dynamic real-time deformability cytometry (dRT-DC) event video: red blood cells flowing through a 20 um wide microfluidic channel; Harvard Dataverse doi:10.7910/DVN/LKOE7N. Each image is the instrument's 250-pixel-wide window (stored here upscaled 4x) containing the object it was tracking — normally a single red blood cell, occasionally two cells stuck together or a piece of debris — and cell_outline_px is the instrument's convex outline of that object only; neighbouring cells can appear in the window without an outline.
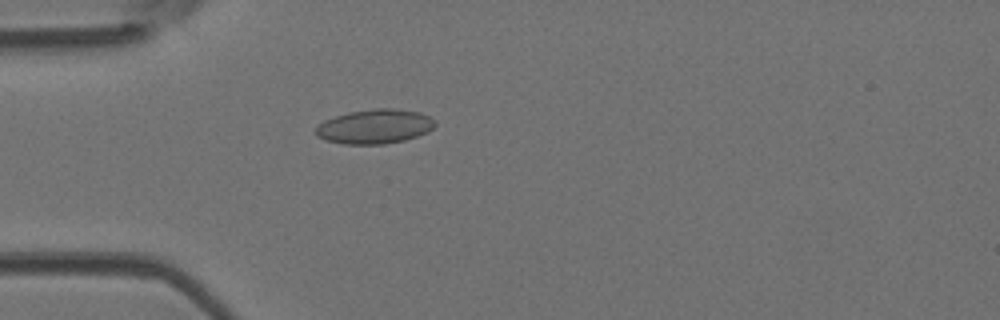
{"species": "Egyptian fruit bat (a non-hibernating species)", "species_latin": "Rousettus aegyptiacus", "temperature_condition": "room temperature", "stored_images_in_passage": 52, "camera_frame_rate_fps": 3000, "um_per_image_px": 0.085, "animal": {"sex": "female"}, "frame": {"image": 1, "passage_image": 15, "time_ms": 4.667, "image_size_px": [1000, 320], "cell_outline_px": [[436, 124], [428, 132], [404, 140], [384, 144], [344, 144], [324, 140], [316, 136], [316, 128], [324, 120], [348, 112], [376, 108], [392, 108], [420, 112], [436, 120]], "centroid_in_image_um": [31.86, 10.75], "position_along_channel_um": 53.1, "area_um2": 23.93}}
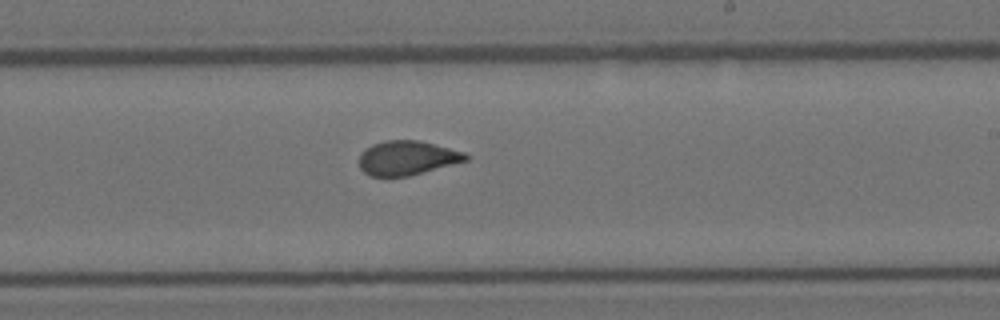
{"frame": {"image": 2, "passage_image": 31, "time_ms": 10.0, "image_size_px": [1000, 320], "cell_outline_px": [[468, 160], [408, 176], [368, 176], [360, 168], [360, 152], [372, 144], [384, 140], [420, 140], [464, 152], [468, 156]], "centroid_in_image_um": [34.57, 13.41], "position_along_channel_um": 254.4, "area_um2": 21.21}}
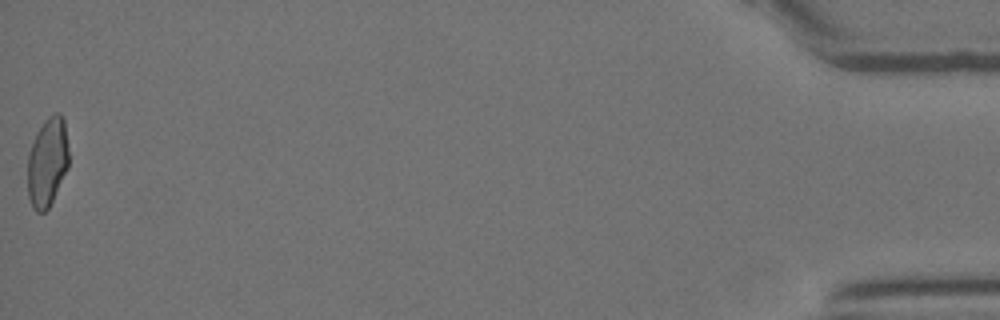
{"frame": {"image": 3, "passage_image": 52, "time_ms": 17.0, "image_size_px": [1000, 320], "cell_outline_px": [[68, 168], [48, 208], [44, 212], [36, 212], [32, 208], [28, 196], [28, 152], [36, 132], [44, 120], [48, 116], [56, 112], [60, 112], [64, 120], [68, 148]], "centroid_in_image_um": [4.02, 13.76], "position_along_channel_um": 431.2, "area_um2": 21.44}, "authors_computed_cell_mechanics": {"area_um2": 22.0796, "velocity_mm_per_s": 3.9252, "shape_relaxation_time_tau1_ms": null, "shape_relaxation_time_tau2_ms": 1.1017, "deformation_change_tau1": null, "deformation_change_tau2": 0.0592}}